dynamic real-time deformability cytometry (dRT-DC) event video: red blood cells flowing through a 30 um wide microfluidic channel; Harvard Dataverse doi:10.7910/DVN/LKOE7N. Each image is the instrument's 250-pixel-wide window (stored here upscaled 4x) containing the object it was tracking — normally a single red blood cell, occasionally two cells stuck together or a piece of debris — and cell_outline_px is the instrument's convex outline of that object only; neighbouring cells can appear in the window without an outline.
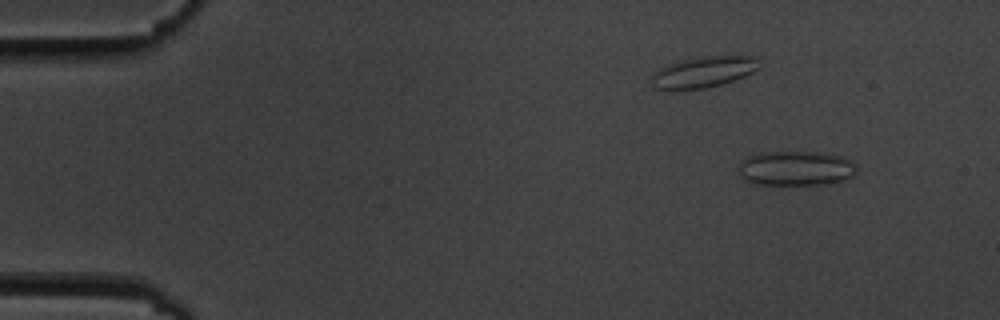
{"species": "common noctule bat (a hibernating species)", "species_latin": "Nyctalus noctula", "temperature_condition": "cold", "stored_images_in_passage": 6, "camera_frame_rate_fps": 3000, "um_per_image_px": 0.085, "animal": {"sex": "male", "body_mass_g": 19.5, "forearm_length_mm": 54.6}, "frame": {"image": 1, "passage_image": 1, "time_ms": 0.0, "image_size_px": [1000, 320], "cell_outline_px": [[856, 172], [852, 176], [844, 180], [828, 184], [760, 184], [748, 180], [740, 176], [736, 168], [748, 156], [764, 152], [820, 152], [840, 156], [852, 160], [856, 168]], "centroid_in_image_um": [67.67, 14.3], "position_along_channel_um": 17.3, "area_um2": 23.76}}
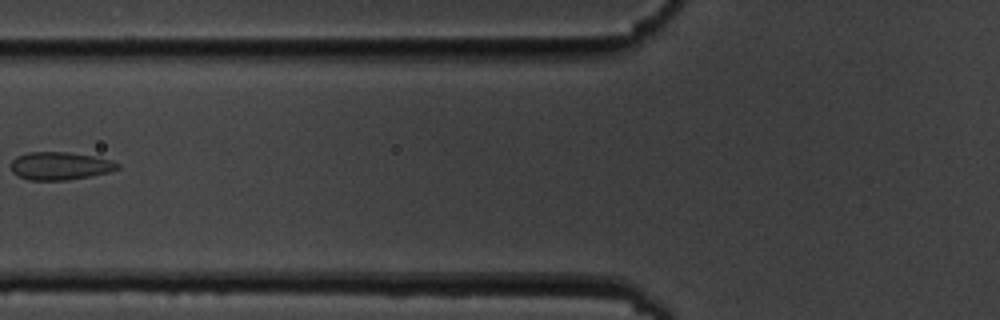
{"frame": {"image": 2, "passage_image": 5, "time_ms": 5.667, "image_size_px": [1000, 320], "cell_outline_px": [[120, 168], [108, 172], [68, 180], [28, 180], [16, 176], [12, 172], [12, 160], [16, 156], [28, 152], [68, 152], [92, 156], [112, 160], [120, 164]], "centroid_in_image_um": [5.08, 14.1], "position_along_channel_um": 120.7, "area_um2": 17.34}}
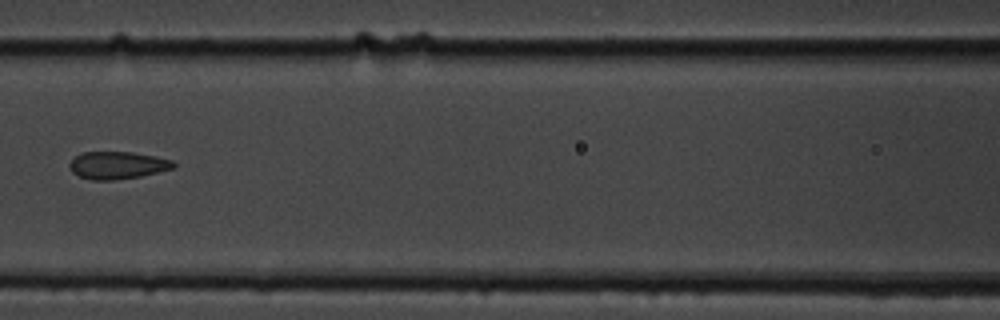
{"frame": {"image": 3, "passage_image": 6, "time_ms": 6.667, "image_size_px": [1000, 320], "cell_outline_px": [[176, 168], [140, 176], [116, 180], [92, 180], [80, 176], [72, 172], [68, 164], [80, 152], [132, 152], [156, 156], [172, 160], [176, 164]], "centroid_in_image_um": [10.01, 14.04], "position_along_channel_um": 156.6, "area_um2": 16.7}}